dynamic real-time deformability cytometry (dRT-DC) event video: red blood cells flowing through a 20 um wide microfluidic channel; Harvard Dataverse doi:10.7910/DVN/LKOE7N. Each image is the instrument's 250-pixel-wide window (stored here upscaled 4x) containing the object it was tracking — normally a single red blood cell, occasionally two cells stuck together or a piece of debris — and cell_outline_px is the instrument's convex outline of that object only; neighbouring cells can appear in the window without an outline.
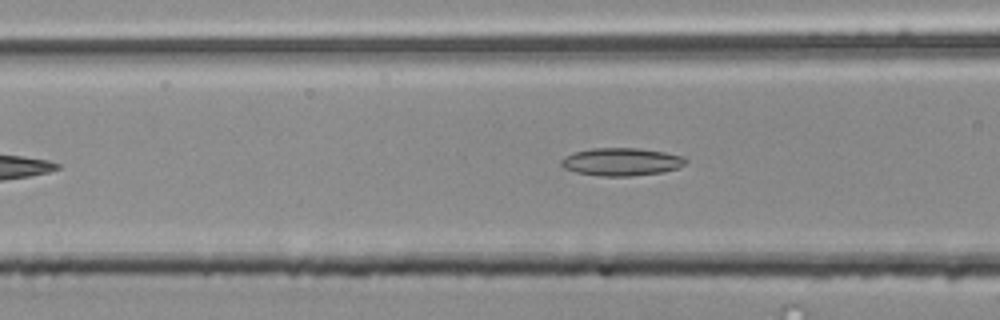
{"species": "common noctule bat (a hibernating species)", "species_latin": "Nyctalus noctula", "temperature_condition": "room temperature", "stored_images_in_passage": 41, "camera_frame_rate_fps": 3000, "um_per_image_px": 0.085, "animal": {"sex": "male", "body_mass_g": 20.4}, "frame": {"image": 1, "passage_image": 12, "time_ms": 3.667, "image_size_px": [1000, 320], "cell_outline_px": [[688, 160], [680, 168], [664, 172], [632, 176], [600, 176], [576, 172], [564, 168], [560, 164], [560, 160], [564, 156], [572, 152], [592, 148], [640, 148], [664, 152], [684, 156]], "centroid_in_image_um": [52.82, 13.75], "position_along_channel_um": 113.8, "area_um2": 20.46}}
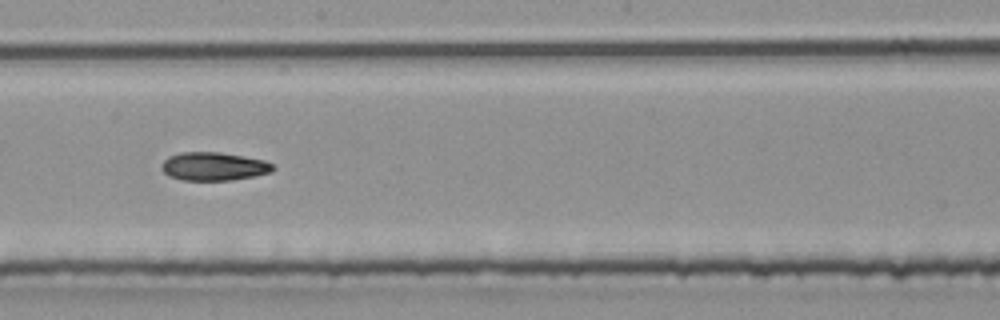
{"frame": {"image": 2, "passage_image": 21, "time_ms": 6.667, "image_size_px": [1000, 320], "cell_outline_px": [[276, 168], [272, 172], [256, 176], [232, 180], [180, 180], [168, 176], [160, 168], [160, 164], [168, 156], [180, 152], [220, 152], [264, 160], [272, 164]], "centroid_in_image_um": [18.15, 14.15], "position_along_channel_um": 230.1, "area_um2": 18.61}}
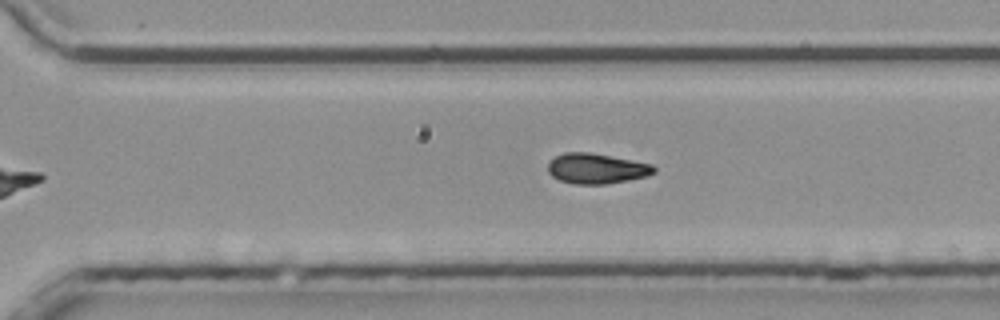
{"frame": {"image": 3, "passage_image": 28, "time_ms": 9.0, "image_size_px": [1000, 320], "cell_outline_px": [[656, 172], [648, 176], [628, 180], [604, 184], [572, 184], [560, 180], [552, 176], [548, 172], [548, 164], [556, 156], [564, 152], [592, 152], [652, 164], [656, 168]], "centroid_in_image_um": [50.72, 14.32], "position_along_channel_um": 319.9, "area_um2": 18.79}}